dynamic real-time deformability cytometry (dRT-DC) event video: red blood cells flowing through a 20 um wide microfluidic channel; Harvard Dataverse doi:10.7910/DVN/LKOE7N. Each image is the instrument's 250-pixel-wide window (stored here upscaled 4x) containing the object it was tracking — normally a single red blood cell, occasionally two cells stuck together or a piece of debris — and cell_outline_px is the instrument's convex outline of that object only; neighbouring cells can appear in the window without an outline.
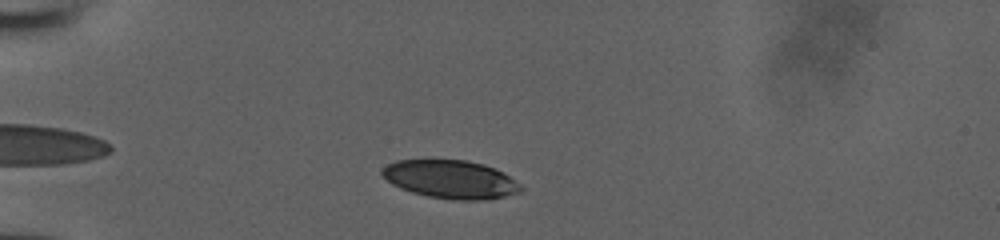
{"species": "human", "species_latin": "Homo sapiens", "temperature_condition": "room temperature", "stored_images_in_passage": 40, "camera_frame_rate_fps": 3000, "um_per_image_px": 0.085, "donor": {"sex": "male"}, "frame": {"image": 1, "passage_image": 4, "time_ms": 1.0, "image_size_px": [1000, 240], "cell_outline_px": [[524, 188], [520, 192], [488, 200], [452, 200], [428, 196], [412, 192], [400, 188], [392, 184], [380, 172], [388, 164], [396, 160], [464, 160], [484, 164], [496, 168], [504, 172], [520, 184]], "centroid_in_image_um": [38.34, 15.25], "position_along_channel_um": 46.7, "area_um2": 30.98}}
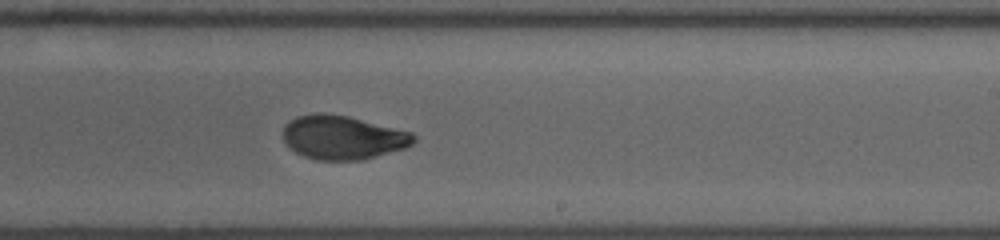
{"frame": {"image": 2, "passage_image": 22, "time_ms": 7.0, "image_size_px": [1000, 240], "cell_outline_px": [[416, 140], [412, 144], [404, 148], [360, 160], [316, 160], [304, 156], [296, 152], [284, 140], [284, 124], [288, 120], [296, 116], [316, 112], [324, 112], [348, 116], [412, 132], [416, 136]], "centroid_in_image_um": [29.12, 11.66], "position_along_channel_um": 259.9, "area_um2": 33.35}}
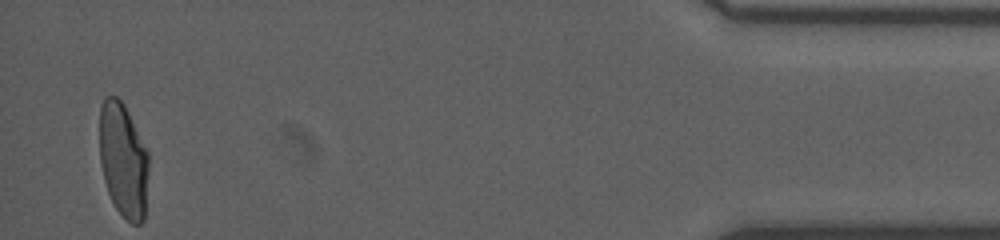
{"frame": {"image": 3, "passage_image": 39, "time_ms": 12.667, "image_size_px": [1000, 240], "cell_outline_px": [[148, 172], [144, 220], [140, 224], [132, 224], [116, 208], [108, 192], [104, 180], [100, 160], [100, 108], [104, 96], [116, 96], [124, 104], [148, 152]], "centroid_in_image_um": [10.48, 13.6], "position_along_channel_um": 424.7, "area_um2": 32.6}}